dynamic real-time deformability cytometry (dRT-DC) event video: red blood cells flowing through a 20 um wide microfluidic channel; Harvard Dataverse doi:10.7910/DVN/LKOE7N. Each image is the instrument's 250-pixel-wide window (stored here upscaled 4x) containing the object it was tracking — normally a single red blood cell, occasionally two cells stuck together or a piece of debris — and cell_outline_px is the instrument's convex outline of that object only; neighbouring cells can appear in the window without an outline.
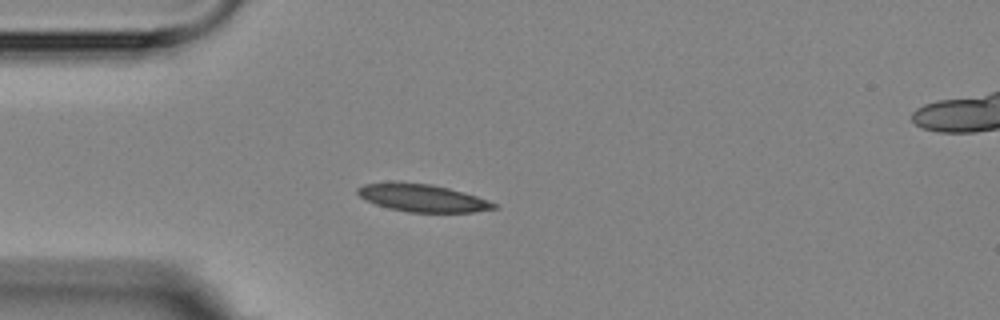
{"species": "Egyptian fruit bat (a non-hibernating species)", "species_latin": "Rousettus aegyptiacus", "temperature_condition": "room temperature", "stored_images_in_passage": 9, "camera_frame_rate_fps": 3000, "um_per_image_px": 0.085, "animal": {"sex": "female"}, "frame": {"image": 1, "passage_image": 3, "time_ms": 3.333, "image_size_px": [1000, 320], "cell_outline_px": [[496, 208], [472, 212], [408, 212], [388, 208], [376, 204], [360, 196], [356, 192], [356, 188], [364, 184], [432, 184], [448, 188], [476, 196], [488, 200], [496, 204]], "centroid_in_image_um": [35.94, 16.86], "position_along_channel_um": 49.1, "area_um2": 21.04}}
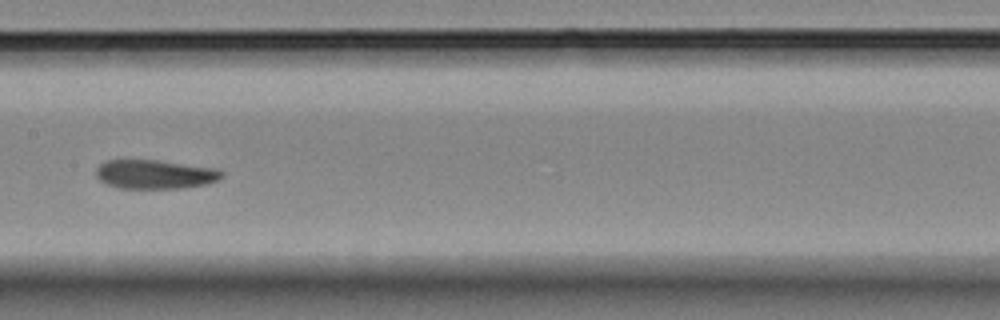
{"frame": {"image": 2, "passage_image": 7, "time_ms": 7.667, "image_size_px": [1000, 320], "cell_outline_px": [[224, 176], [216, 180], [204, 184], [184, 188], [120, 188], [108, 184], [100, 180], [96, 176], [96, 168], [104, 160], [156, 160], [216, 168], [224, 172]], "centroid_in_image_um": [13.16, 14.81], "position_along_channel_um": 194.2, "area_um2": 21.15}}
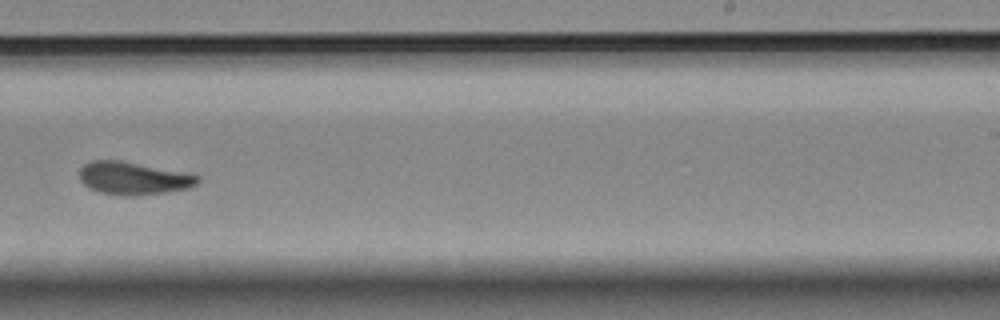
{"frame": {"image": 3, "passage_image": 9, "time_ms": 10.0, "image_size_px": [1000, 320], "cell_outline_px": [[200, 180], [196, 184], [188, 188], [164, 192], [136, 196], [124, 196], [100, 192], [84, 184], [80, 180], [80, 168], [84, 164], [92, 160], [120, 160], [188, 172], [200, 176]], "centroid_in_image_um": [11.37, 15.14], "position_along_channel_um": 277.6, "area_um2": 22.66}}